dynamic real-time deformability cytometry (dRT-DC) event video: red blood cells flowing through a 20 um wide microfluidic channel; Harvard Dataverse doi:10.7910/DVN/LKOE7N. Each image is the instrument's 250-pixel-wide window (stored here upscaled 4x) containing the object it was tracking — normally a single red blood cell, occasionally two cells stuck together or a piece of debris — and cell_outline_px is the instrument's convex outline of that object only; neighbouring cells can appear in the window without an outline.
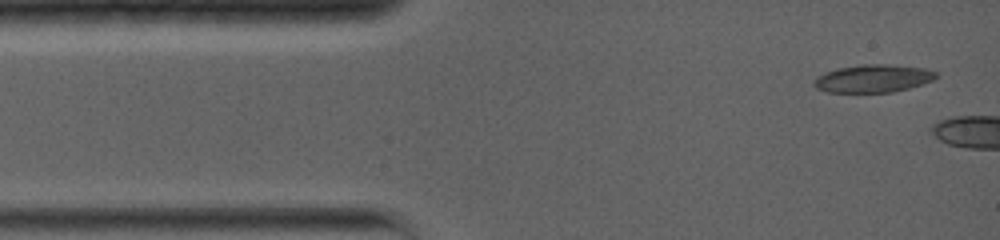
{"species": "common noctule bat (a hibernating species)", "species_latin": "Nyctalus noctula", "temperature_condition": "warm", "stored_images_in_passage": 8, "camera_frame_rate_fps": 5000, "um_per_image_px": 0.085, "animal": {"sex": "female", "body_mass_g": 19.0, "forearm_length_mm": 56.7}, "frame": {"image": 1, "passage_image": 1, "time_ms": 0.0, "image_size_px": [1000, 240], "cell_outline_px": [[936, 76], [932, 80], [908, 88], [892, 92], [828, 92], [816, 88], [812, 84], [824, 72], [840, 68], [864, 64], [888, 64], [924, 68], [936, 72]], "centroid_in_image_um": [74.21, 6.67], "position_along_channel_um": 10.8, "area_um2": 19.42}}
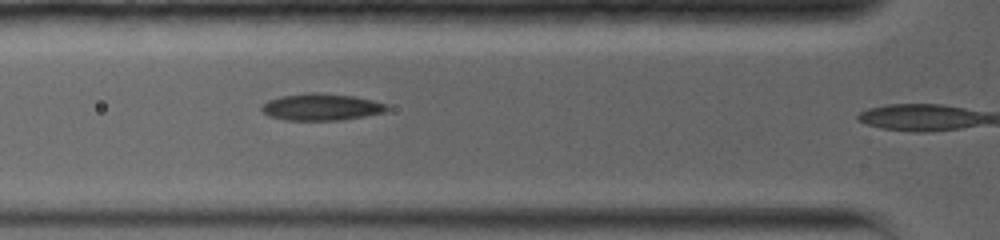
{"frame": {"image": 2, "passage_image": 6, "time_ms": 3.8, "image_size_px": [1000, 240], "cell_outline_px": [[388, 108], [384, 112], [364, 116], [340, 120], [284, 120], [268, 116], [260, 108], [260, 104], [268, 100], [280, 96], [304, 92], [316, 92], [352, 96], [372, 100], [388, 104]], "centroid_in_image_um": [27.25, 9.09], "position_along_channel_um": 98.6, "area_um2": 19.71}}